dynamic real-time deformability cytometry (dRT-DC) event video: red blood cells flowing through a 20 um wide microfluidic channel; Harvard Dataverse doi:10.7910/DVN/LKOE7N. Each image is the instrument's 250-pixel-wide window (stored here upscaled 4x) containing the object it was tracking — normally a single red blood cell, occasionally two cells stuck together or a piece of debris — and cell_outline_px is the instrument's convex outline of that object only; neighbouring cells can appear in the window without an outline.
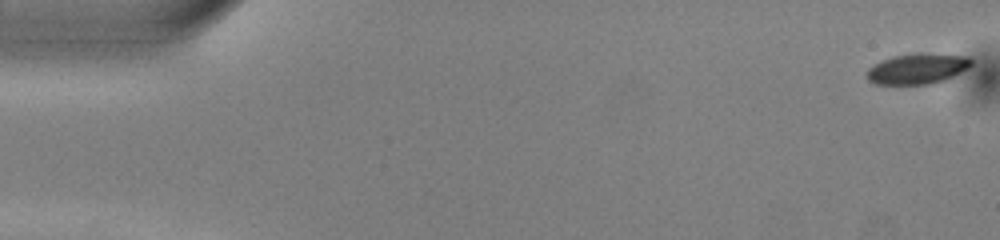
{"species": "common noctule bat (a hibernating species)", "species_latin": "Nyctalus noctula", "temperature_condition": "warm", "stored_images_in_passage": 52, "camera_frame_rate_fps": 3000, "um_per_image_px": 0.085, "animal": {"sex": "male", "body_mass_g": 13.0, "forearm_length_mm": 53.1}, "frame": {"image": 1, "passage_image": 1, "time_ms": 0.0, "image_size_px": [1000, 240], "cell_outline_px": [[972, 64], [968, 68], [944, 80], [932, 84], [876, 84], [868, 80], [864, 72], [872, 64], [880, 60], [892, 56], [916, 52], [924, 52], [968, 56], [972, 60]], "centroid_in_image_um": [77.94, 5.82], "position_along_channel_um": 7.1, "area_um2": 19.02}}
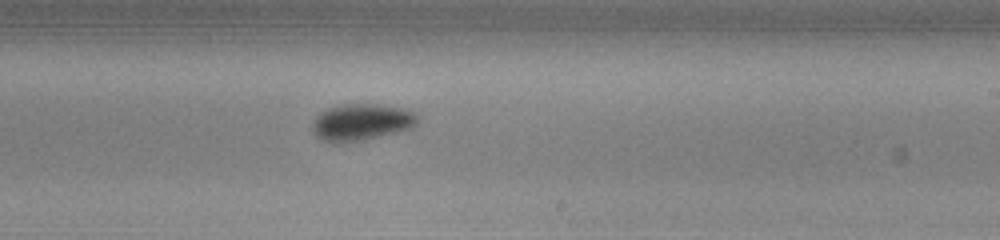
{"frame": {"image": 2, "passage_image": 31, "time_ms": 10.0, "image_size_px": [1000, 240], "cell_outline_px": [[420, 116], [416, 124], [412, 128], [400, 132], [364, 140], [340, 144], [324, 140], [316, 136], [312, 128], [312, 124], [316, 116], [320, 112], [328, 108], [344, 104], [376, 104], [404, 108]], "centroid_in_image_um": [30.74, 10.39], "position_along_channel_um": 258.3, "area_um2": 22.77}}
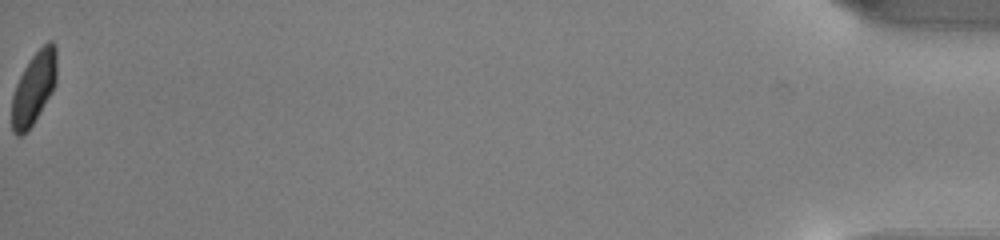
{"frame": {"image": 3, "passage_image": 52, "time_ms": 17.0, "image_size_px": [1000, 240], "cell_outline_px": [[56, 84], [32, 124], [20, 136], [16, 136], [12, 132], [12, 96], [16, 84], [24, 68], [32, 56], [48, 40], [52, 40], [56, 44]], "centroid_in_image_um": [2.88, 7.44], "position_along_channel_um": 432.3, "area_um2": 18.61}, "authors_computed_cell_mechanics": {"area_um2": 20.3456, "velocity_mm_per_s": 4.0028, "shape_relaxation_time_tau1_ms": 3.2595, "shape_relaxation_time_tau2_ms": null, "deformation_change_tau1": 0.1277, "deformation_change_tau2": null}}